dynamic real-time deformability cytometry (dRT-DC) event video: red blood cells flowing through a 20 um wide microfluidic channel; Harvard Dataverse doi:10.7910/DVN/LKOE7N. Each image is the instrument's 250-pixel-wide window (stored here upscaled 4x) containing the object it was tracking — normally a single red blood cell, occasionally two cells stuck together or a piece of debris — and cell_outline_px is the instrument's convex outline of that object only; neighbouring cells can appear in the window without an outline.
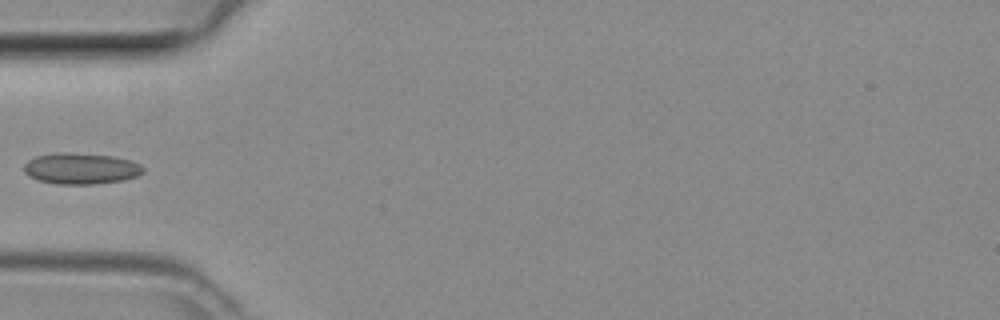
{"species": "common noctule bat (a hibernating species)", "species_latin": "Nyctalus noctula", "temperature_condition": "room temperature", "stored_images_in_passage": 6, "camera_frame_rate_fps": 3000, "um_per_image_px": 0.085, "animal": {"sex": "female", "body_mass_g": 29.2, "forearm_length_mm": 56.3}, "frame": {"image": 1, "passage_image": 5, "time_ms": 1.333, "image_size_px": [1000, 320], "cell_outline_px": [[144, 172], [136, 176], [124, 180], [96, 184], [56, 184], [40, 180], [28, 176], [24, 172], [24, 164], [28, 160], [36, 156], [56, 152], [68, 152], [112, 156], [132, 160], [140, 164], [144, 168]], "centroid_in_image_um": [6.88, 14.32], "position_along_channel_um": 78.1, "area_um2": 21.79}}